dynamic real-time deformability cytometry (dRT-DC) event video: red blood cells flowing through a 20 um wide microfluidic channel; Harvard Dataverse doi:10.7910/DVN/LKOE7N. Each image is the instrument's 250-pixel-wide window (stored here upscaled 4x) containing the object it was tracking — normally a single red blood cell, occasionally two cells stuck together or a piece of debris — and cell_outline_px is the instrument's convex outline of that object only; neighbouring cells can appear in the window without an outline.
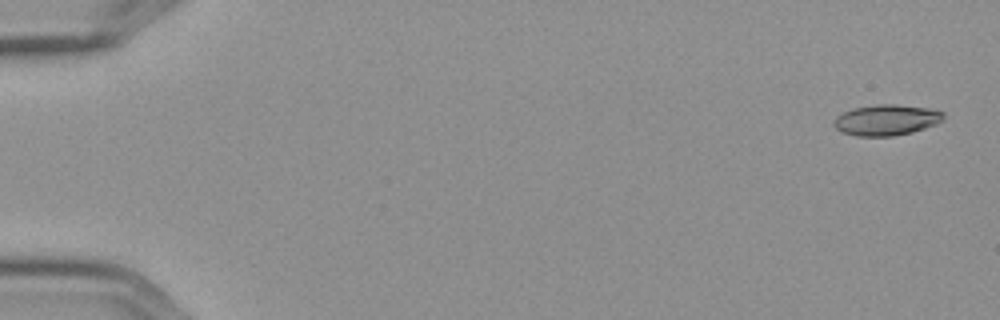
{"species": "Egyptian fruit bat (a non-hibernating species)", "species_latin": "Rousettus aegyptiacus", "temperature_condition": "cold", "stored_images_in_passage": 7, "camera_frame_rate_fps": 3000, "um_per_image_px": 0.085, "frame": {"image": 1, "passage_image": 1, "time_ms": 0.0, "image_size_px": [1000, 320], "cell_outline_px": [[944, 120], [936, 124], [912, 132], [892, 136], [856, 136], [840, 132], [832, 124], [836, 116], [852, 108], [880, 104], [896, 104], [928, 108], [944, 112]], "centroid_in_image_um": [75.33, 10.2], "position_along_channel_um": 9.7, "area_um2": 19.77}}
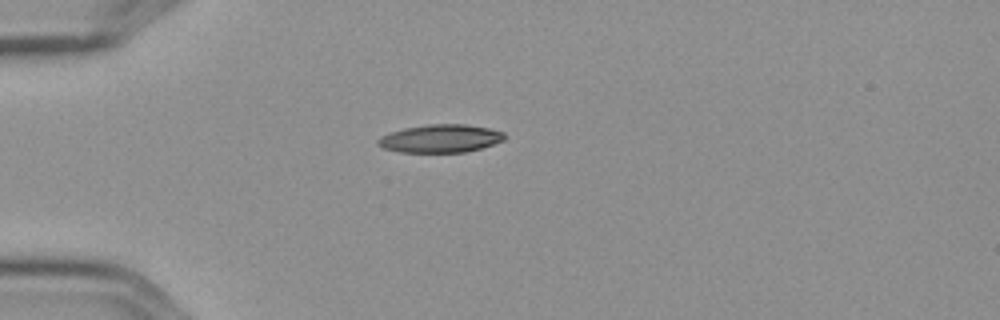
{"frame": {"image": 2, "passage_image": 5, "time_ms": 1.333, "image_size_px": [1000, 320], "cell_outline_px": [[508, 136], [504, 140], [480, 148], [464, 152], [400, 152], [384, 148], [376, 144], [376, 140], [380, 136], [404, 128], [428, 124], [464, 124], [488, 128], [504, 132]], "centroid_in_image_um": [37.43, 11.77], "position_along_channel_um": 47.6, "area_um2": 20.63}}
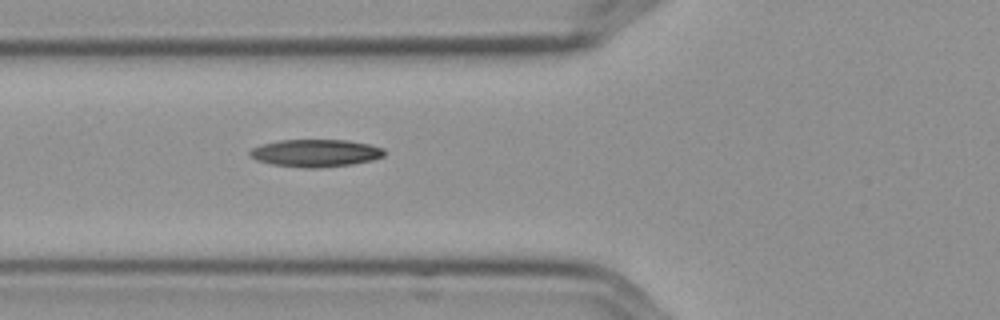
{"frame": {"image": 3, "passage_image": 7, "time_ms": 2.0, "image_size_px": [1000, 320], "cell_outline_px": [[384, 156], [372, 160], [352, 164], [320, 168], [304, 168], [272, 164], [256, 160], [248, 156], [248, 152], [252, 148], [260, 144], [280, 140], [348, 140], [368, 144], [384, 148]], "centroid_in_image_um": [26.79, 13.01], "position_along_channel_um": 99.0, "area_um2": 21.68}}